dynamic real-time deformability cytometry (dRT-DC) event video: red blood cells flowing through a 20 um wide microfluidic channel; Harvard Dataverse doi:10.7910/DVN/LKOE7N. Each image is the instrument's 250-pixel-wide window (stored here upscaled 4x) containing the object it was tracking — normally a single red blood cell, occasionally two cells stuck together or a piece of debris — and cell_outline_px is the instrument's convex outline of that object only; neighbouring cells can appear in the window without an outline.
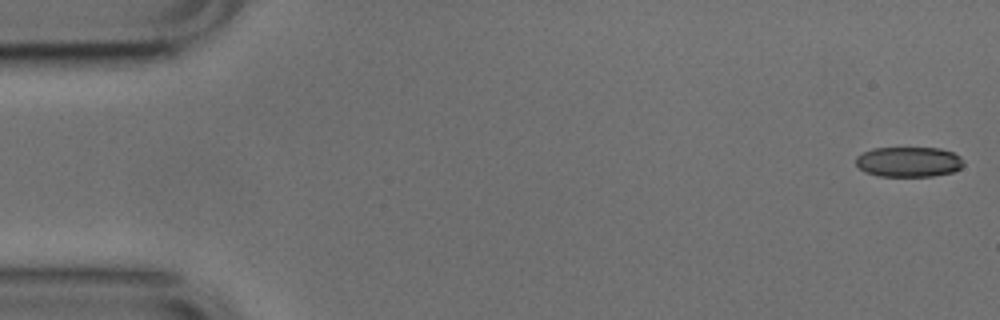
{"species": "common noctule bat (a hibernating species)", "species_latin": "Nyctalus noctula", "temperature_condition": "cold", "stored_images_in_passage": 10, "camera_frame_rate_fps": 3000, "um_per_image_px": 0.085, "animal": {"sex": "male", "body_mass_g": 17.9, "forearm_length_mm": 54.2}, "frame": {"image": 1, "passage_image": 1, "time_ms": 0.0, "image_size_px": [1000, 320], "cell_outline_px": [[964, 164], [960, 168], [952, 172], [932, 176], [880, 176], [864, 172], [856, 164], [856, 156], [872, 148], [940, 148], [952, 152], [960, 156]], "centroid_in_image_um": [77.23, 13.75], "position_along_channel_um": 7.8, "area_um2": 18.9}}